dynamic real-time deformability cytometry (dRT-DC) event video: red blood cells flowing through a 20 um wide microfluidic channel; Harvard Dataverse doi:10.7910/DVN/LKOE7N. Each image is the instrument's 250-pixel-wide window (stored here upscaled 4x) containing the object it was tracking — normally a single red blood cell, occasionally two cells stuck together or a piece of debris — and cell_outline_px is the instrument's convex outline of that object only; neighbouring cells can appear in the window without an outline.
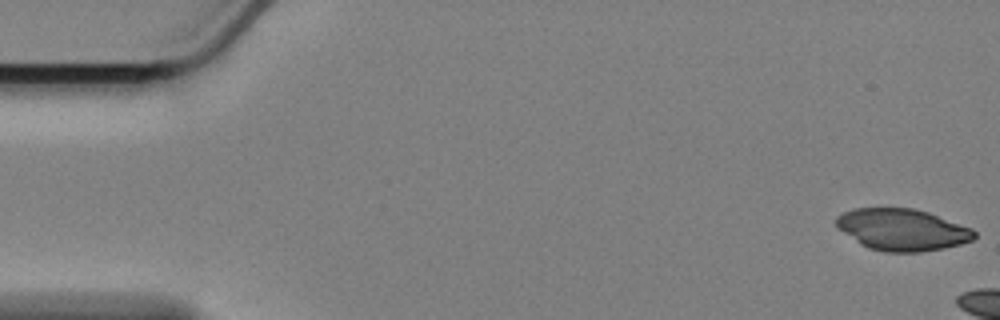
{"species": "Egyptian fruit bat (a non-hibernating species)", "species_latin": "Rousettus aegyptiacus", "temperature_condition": "cold", "stored_images_in_passage": 9, "camera_frame_rate_fps": 3000, "um_per_image_px": 0.085, "animal": {"sex": "female"}, "frame": {"image": 1, "passage_image": 1, "time_ms": 0.0, "image_size_px": [1000, 320], "cell_outline_px": [[976, 236], [972, 240], [960, 244], [944, 248], [920, 252], [884, 252], [868, 248], [860, 244], [836, 228], [836, 216], [852, 208], [912, 208], [928, 212], [972, 228], [976, 232]], "centroid_in_image_um": [76.66, 19.52], "position_along_channel_um": 8.3, "area_um2": 33.7}}